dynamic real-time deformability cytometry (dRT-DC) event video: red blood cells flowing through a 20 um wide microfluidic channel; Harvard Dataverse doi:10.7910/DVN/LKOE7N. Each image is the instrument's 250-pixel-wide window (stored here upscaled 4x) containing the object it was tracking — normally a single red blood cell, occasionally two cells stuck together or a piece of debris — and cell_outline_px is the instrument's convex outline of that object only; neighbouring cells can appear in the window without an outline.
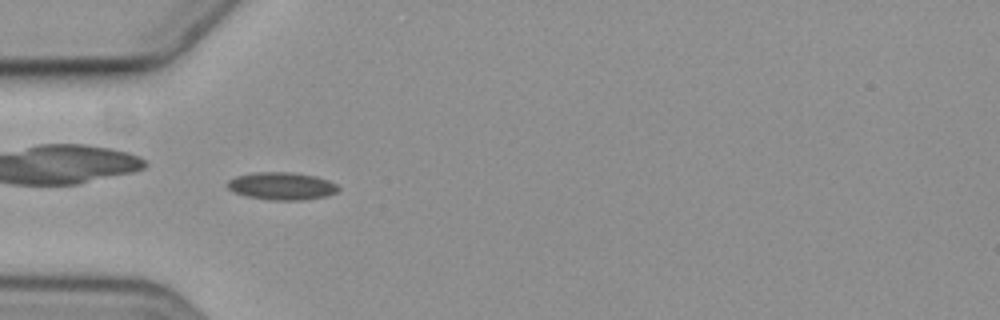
{"species": "common noctule bat (a hibernating species)", "species_latin": "Nyctalus noctula", "temperature_condition": "cold", "stored_images_in_passage": 45, "camera_frame_rate_fps": 3000, "um_per_image_px": 0.085, "animal": {"sex": "female", "body_mass_g": 19.3, "forearm_length_mm": 54.1}, "frame": {"image": 1, "passage_image": 5, "time_ms": 1.333, "image_size_px": [1000, 320], "cell_outline_px": [[340, 188], [336, 192], [328, 196], [304, 200], [268, 200], [244, 196], [228, 188], [228, 180], [236, 176], [252, 172], [292, 172], [316, 176], [328, 180], [336, 184]], "centroid_in_image_um": [23.96, 15.81], "position_along_channel_um": 61.0, "area_um2": 17.98}}
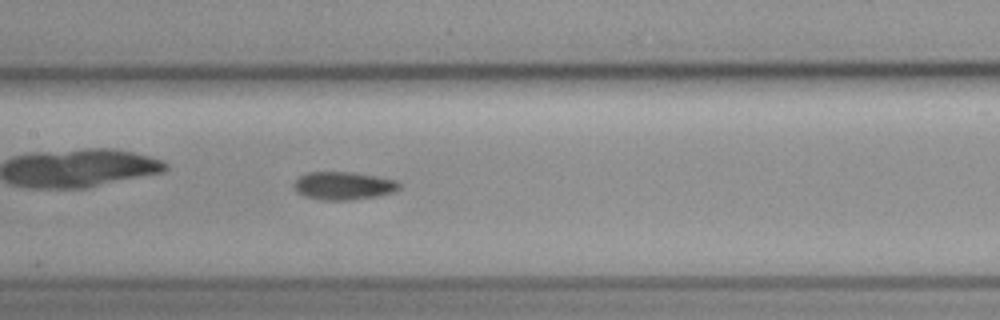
{"frame": {"image": 2, "passage_image": 15, "time_ms": 4.667, "image_size_px": [1000, 320], "cell_outline_px": [[400, 188], [396, 192], [376, 196], [352, 200], [320, 200], [304, 196], [296, 192], [296, 180], [300, 176], [308, 172], [352, 172], [396, 180], [400, 184]], "centroid_in_image_um": [29.22, 15.8], "position_along_channel_um": 178.2, "area_um2": 17.11}}
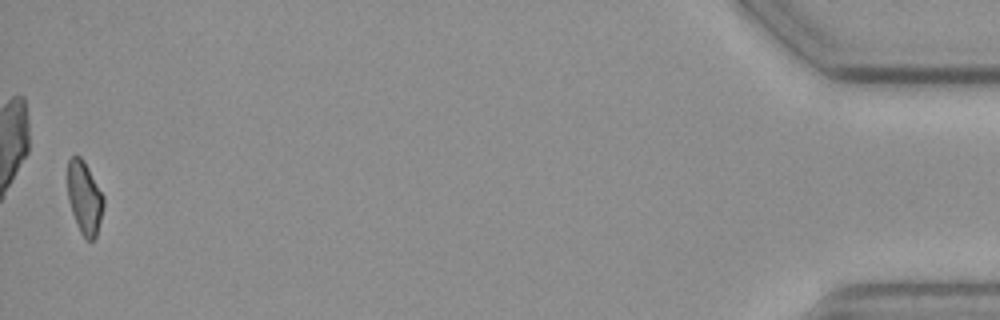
{"frame": {"image": 3, "passage_image": 44, "time_ms": 14.333, "image_size_px": [1000, 320], "cell_outline_px": [[104, 204], [96, 236], [92, 240], [88, 240], [80, 232], [72, 212], [68, 200], [68, 160], [72, 156], [80, 156], [84, 160], [104, 196]], "centroid_in_image_um": [7.18, 16.78], "position_along_channel_um": 428.0, "area_um2": 15.09}, "authors_computed_cell_mechanics": {"area_um2": 16.184, "velocity_mm_per_s": 3.5994, "shape_relaxation_time_tau1_ms": null, "shape_relaxation_time_tau2_ms": 5.0413, "deformation_change_tau1": null, "deformation_change_tau2": 0.0833}}